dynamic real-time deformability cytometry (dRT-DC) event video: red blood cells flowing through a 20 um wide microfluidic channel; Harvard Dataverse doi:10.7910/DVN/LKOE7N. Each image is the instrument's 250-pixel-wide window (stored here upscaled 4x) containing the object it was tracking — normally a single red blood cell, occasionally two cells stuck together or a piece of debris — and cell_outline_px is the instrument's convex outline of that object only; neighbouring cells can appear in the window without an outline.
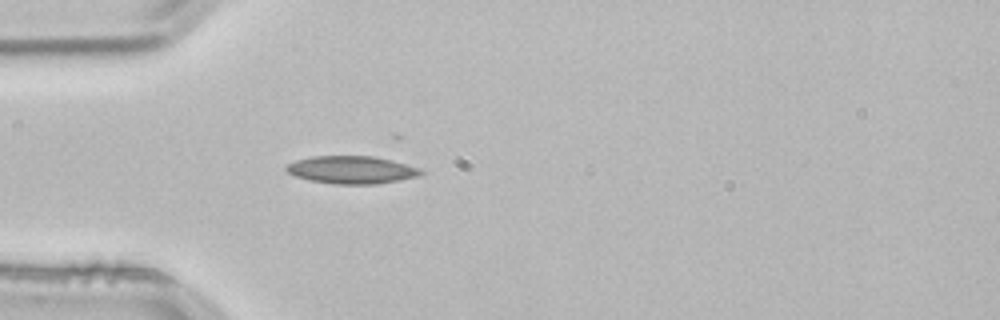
{"species": "common noctule bat (a hibernating species)", "species_latin": "Nyctalus noctula", "temperature_condition": "room temperature", "stored_images_in_passage": 34, "camera_frame_rate_fps": 3000, "um_per_image_px": 0.085, "animal": {"sex": "male", "body_mass_g": 21.5, "forearm_length_mm": 52.0}, "frame": {"image": 1, "passage_image": 1, "time_ms": 0.0, "image_size_px": [1000, 320], "cell_outline_px": [[424, 172], [420, 176], [400, 180], [376, 184], [336, 184], [312, 180], [296, 176], [288, 172], [284, 168], [284, 164], [296, 160], [312, 156], [372, 156], [392, 160], [420, 168]], "centroid_in_image_um": [29.89, 14.43], "position_along_channel_um": 55.1, "area_um2": 21.73}}
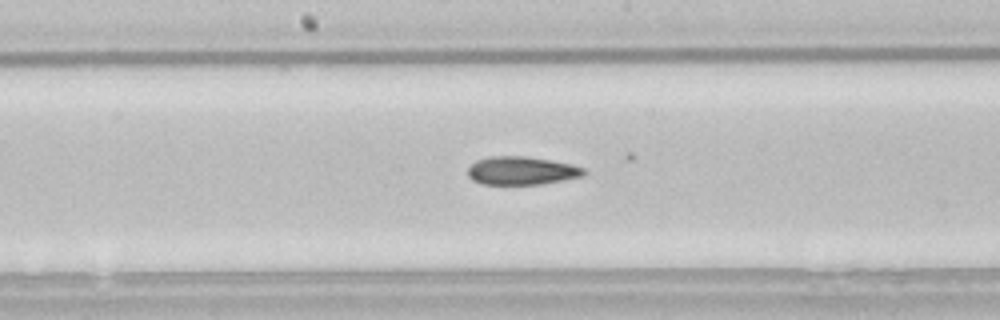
{"frame": {"image": 2, "passage_image": 13, "time_ms": 4.0, "image_size_px": [1000, 320], "cell_outline_px": [[588, 172], [584, 176], [564, 180], [540, 184], [484, 184], [472, 180], [468, 176], [468, 168], [476, 160], [488, 156], [528, 156], [572, 164], [584, 168]], "centroid_in_image_um": [44.36, 14.5], "position_along_channel_um": 203.8, "area_um2": 19.25}}
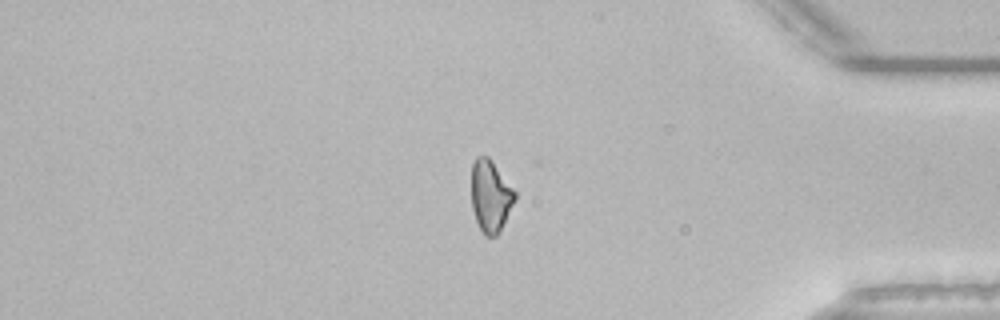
{"frame": {"image": 3, "passage_image": 30, "time_ms": 9.667, "image_size_px": [1000, 320], "cell_outline_px": [[516, 200], [500, 232], [496, 236], [484, 236], [476, 220], [472, 208], [472, 164], [476, 156], [488, 156], [516, 192]], "centroid_in_image_um": [41.7, 16.68], "position_along_channel_um": 393.5, "area_um2": 18.21}, "authors_computed_cell_mechanics": {"area_um2": 18.9006, "velocity_mm_per_s": 3.8564, "shape_relaxation_time_tau1_ms": null, "shape_relaxation_time_tau2_ms": 4.4822, "deformation_change_tau1": null, "deformation_change_tau2": 0.1257}}